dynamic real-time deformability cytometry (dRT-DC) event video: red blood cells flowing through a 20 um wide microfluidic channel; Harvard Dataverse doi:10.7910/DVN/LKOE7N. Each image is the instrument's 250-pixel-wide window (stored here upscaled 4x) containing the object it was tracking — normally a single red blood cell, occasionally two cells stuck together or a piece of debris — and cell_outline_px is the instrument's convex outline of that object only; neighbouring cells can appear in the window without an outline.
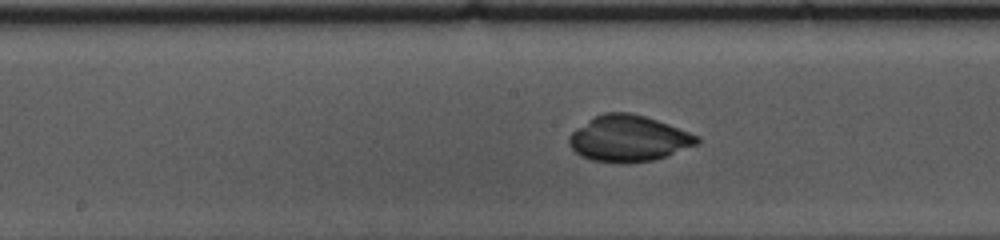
{"species": "common noctule bat (a hibernating species)", "species_latin": "Nyctalus noctula", "temperature_condition": "cold", "stored_images_in_passage": 38, "camera_frame_rate_fps": 3000, "um_per_image_px": 0.085, "animal": {"sex": "female", "body_mass_g": 10.0, "forearm_length_mm": 53.1}, "frame": {"image": 1, "passage_image": 11, "time_ms": 3.333, "image_size_px": [1000, 240], "cell_outline_px": [[700, 144], [652, 160], [592, 160], [580, 156], [568, 144], [568, 136], [576, 128], [588, 120], [604, 112], [628, 112], [644, 116], [668, 124], [700, 136]], "centroid_in_image_um": [53.43, 11.73], "position_along_channel_um": 194.8, "area_um2": 33.52}}
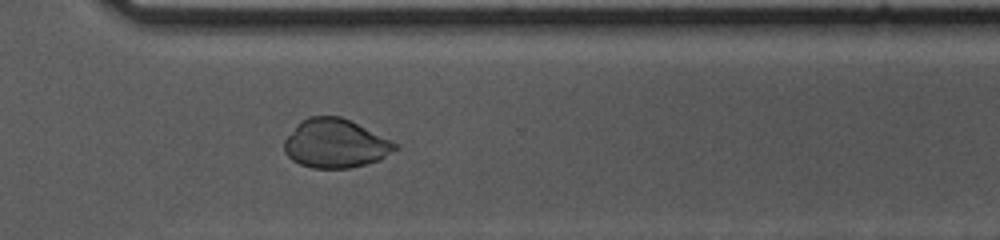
{"frame": {"image": 2, "passage_image": 23, "time_ms": 7.333, "image_size_px": [1000, 240], "cell_outline_px": [[400, 148], [380, 160], [368, 164], [348, 168], [312, 168], [300, 164], [292, 160], [284, 152], [284, 140], [296, 124], [300, 120], [308, 116], [340, 116], [352, 120], [400, 144]], "centroid_in_image_um": [28.54, 12.19], "position_along_channel_um": 342.1, "area_um2": 32.14}}
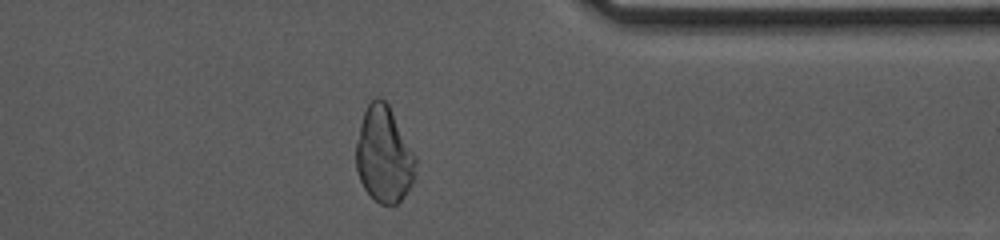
{"frame": {"image": 3, "passage_image": 27, "time_ms": 8.667, "image_size_px": [1000, 240], "cell_outline_px": [[416, 164], [412, 184], [404, 196], [396, 204], [380, 204], [364, 188], [360, 180], [356, 168], [356, 144], [360, 124], [364, 112], [368, 104], [376, 96], [380, 96], [388, 104], [416, 156]], "centroid_in_image_um": [32.63, 13.14], "position_along_channel_um": 378.8, "area_um2": 33.12}}